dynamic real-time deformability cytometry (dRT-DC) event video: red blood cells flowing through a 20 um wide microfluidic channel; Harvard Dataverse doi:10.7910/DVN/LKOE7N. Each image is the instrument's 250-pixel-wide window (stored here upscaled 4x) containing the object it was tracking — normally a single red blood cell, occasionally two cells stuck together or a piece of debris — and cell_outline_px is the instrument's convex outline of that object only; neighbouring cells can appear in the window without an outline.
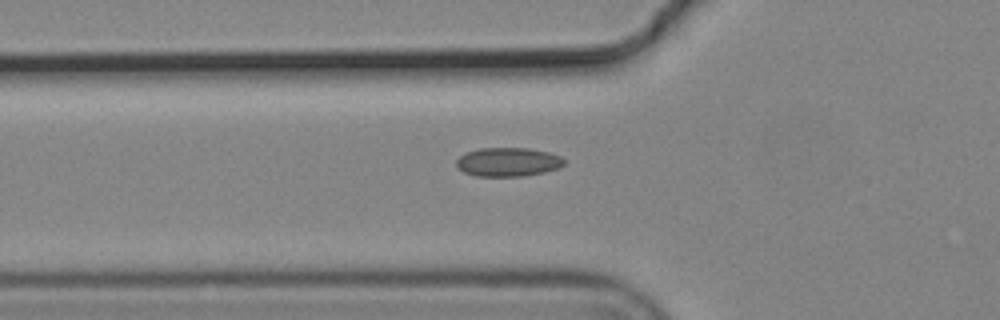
{"species": "common noctule bat (a hibernating species)", "species_latin": "Nyctalus noctula", "temperature_condition": "cold", "stored_images_in_passage": 5, "segment_of_instrument_passage": [1, 2], "camera_frame_rate_fps": 3000, "um_per_image_px": 0.085, "animal": {"sex": "male", "body_mass_g": 19.2, "forearm_length_mm": 51.8}, "frame": {"image": 1, "passage_image": 4, "time_ms": 1.0, "image_size_px": [1000, 320], "cell_outline_px": [[564, 164], [560, 168], [544, 172], [524, 176], [476, 176], [464, 172], [456, 168], [456, 160], [460, 156], [468, 152], [480, 148], [528, 148], [548, 152], [560, 156], [564, 160]], "centroid_in_image_um": [43.17, 13.77], "position_along_channel_um": 82.6, "area_um2": 18.15}}